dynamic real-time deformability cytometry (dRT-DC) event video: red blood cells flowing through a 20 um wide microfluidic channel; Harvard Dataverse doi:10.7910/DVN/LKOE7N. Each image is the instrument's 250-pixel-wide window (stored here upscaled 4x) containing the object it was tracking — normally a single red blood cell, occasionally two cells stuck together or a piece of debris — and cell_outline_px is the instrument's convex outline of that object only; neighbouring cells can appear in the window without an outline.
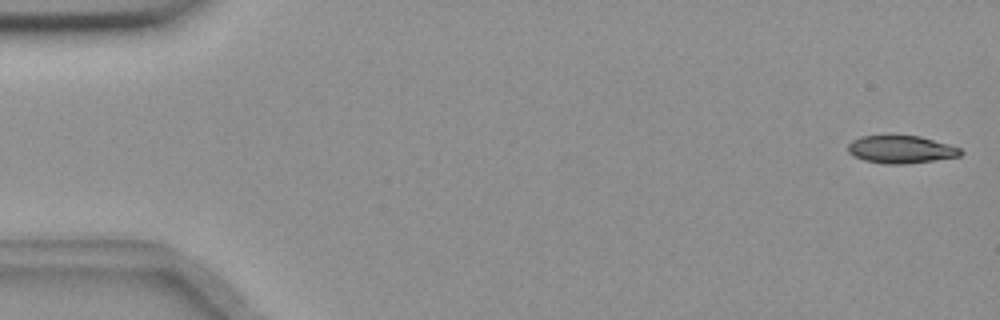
{"species": "common noctule bat (a hibernating species)", "species_latin": "Nyctalus noctula", "temperature_condition": "room temperature", "stored_images_in_passage": 7, "camera_frame_rate_fps": 3000, "um_per_image_px": 0.085, "animal": {"sex": "female", "body_mass_g": 18.4}, "frame": {"image": 1, "passage_image": 1, "time_ms": 0.0, "image_size_px": [1000, 320], "cell_outline_px": [[964, 152], [960, 156], [904, 164], [888, 164], [864, 160], [852, 156], [848, 152], [848, 144], [852, 140], [860, 136], [920, 136], [948, 144], [960, 148]], "centroid_in_image_um": [76.56, 12.7], "position_along_channel_um": 8.4, "area_um2": 18.03}}
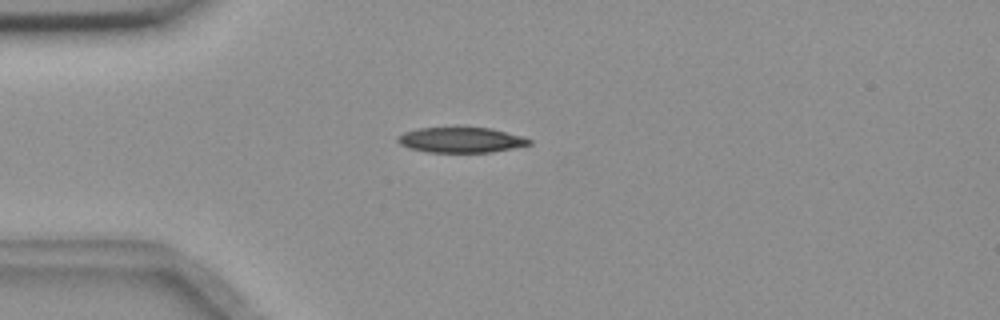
{"frame": {"image": 2, "passage_image": 5, "time_ms": 1.333, "image_size_px": [1000, 320], "cell_outline_px": [[532, 144], [492, 152], [428, 152], [408, 148], [400, 144], [396, 140], [396, 136], [404, 132], [420, 128], [492, 128], [524, 136], [532, 140]], "centroid_in_image_um": [39.19, 11.9], "position_along_channel_um": 45.8, "area_um2": 19.42}}